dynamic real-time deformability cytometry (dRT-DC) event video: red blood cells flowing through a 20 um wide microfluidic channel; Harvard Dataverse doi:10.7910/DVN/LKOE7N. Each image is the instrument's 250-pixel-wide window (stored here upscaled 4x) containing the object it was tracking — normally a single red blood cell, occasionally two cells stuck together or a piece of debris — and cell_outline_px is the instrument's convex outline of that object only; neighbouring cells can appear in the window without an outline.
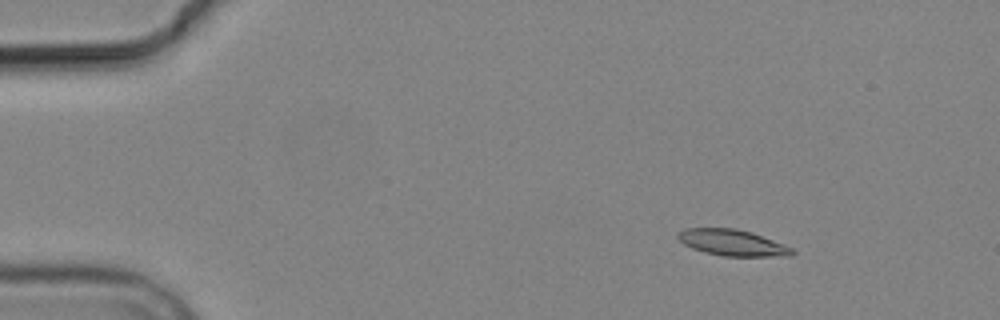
{"species": "common noctule bat (a hibernating species)", "species_latin": "Nyctalus noctula", "temperature_condition": "cold", "stored_images_in_passage": 4, "camera_frame_rate_fps": 3000, "um_per_image_px": 0.085, "animal": {"sex": "male", "body_mass_g": 19.2, "forearm_length_mm": 51.8}, "frame": {"image": 1, "passage_image": 1, "time_ms": 0.0, "image_size_px": [1000, 320], "cell_outline_px": [[796, 252], [792, 256], [724, 256], [704, 252], [692, 248], [684, 244], [676, 236], [684, 228], [736, 228], [752, 232], [784, 244], [792, 248]], "centroid_in_image_um": [62.28, 20.63], "position_along_channel_um": 22.7, "area_um2": 17.46}}